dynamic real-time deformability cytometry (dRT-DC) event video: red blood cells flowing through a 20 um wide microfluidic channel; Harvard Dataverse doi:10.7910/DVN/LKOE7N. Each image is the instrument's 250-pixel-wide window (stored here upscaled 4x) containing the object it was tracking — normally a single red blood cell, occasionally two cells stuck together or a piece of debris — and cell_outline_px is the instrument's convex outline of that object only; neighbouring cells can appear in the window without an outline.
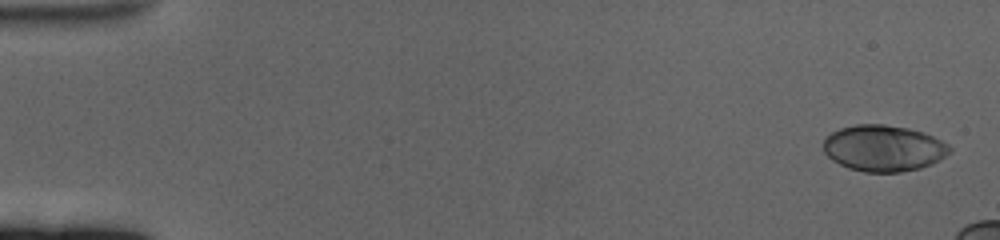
{"species": "human", "species_latin": "Homo sapiens", "temperature_condition": "cold", "stored_images_in_passage": 17, "camera_frame_rate_fps": 3000, "um_per_image_px": 0.085, "donor": {"sex": "female"}, "frame": {"image": 1, "passage_image": 2, "time_ms": 0.333, "image_size_px": [1000, 240], "cell_outline_px": [[952, 152], [940, 160], [932, 164], [920, 168], [900, 172], [864, 172], [848, 168], [832, 160], [824, 152], [824, 140], [832, 132], [840, 128], [856, 124], [884, 124], [908, 128], [924, 132], [948, 144], [952, 148]], "centroid_in_image_um": [75.13, 12.6], "position_along_channel_um": 9.9, "area_um2": 34.16}}